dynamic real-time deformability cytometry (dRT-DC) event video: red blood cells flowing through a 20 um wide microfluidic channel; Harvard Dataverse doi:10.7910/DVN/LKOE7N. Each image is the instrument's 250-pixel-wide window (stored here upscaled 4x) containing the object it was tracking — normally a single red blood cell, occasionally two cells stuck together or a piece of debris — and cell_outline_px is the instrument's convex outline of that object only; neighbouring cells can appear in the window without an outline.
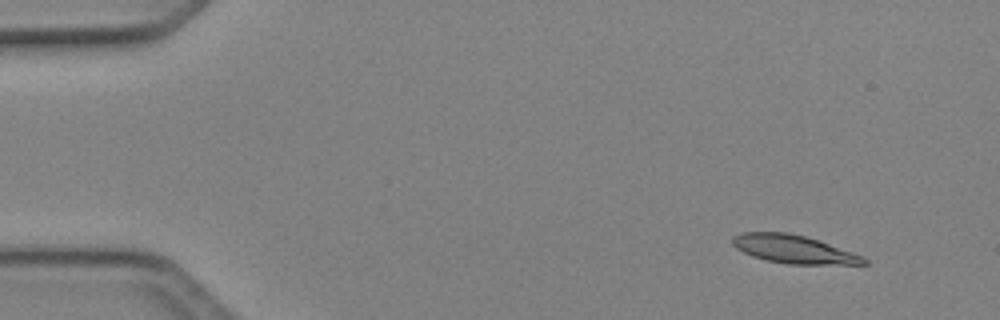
{"species": "Egyptian fruit bat (a non-hibernating species)", "species_latin": "Rousettus aegyptiacus", "temperature_condition": "cold", "stored_images_in_passage": 6, "camera_frame_rate_fps": 3000, "um_per_image_px": 0.085, "animal": {"sex": "female"}, "frame": {"image": 1, "passage_image": 2, "time_ms": 0.333, "image_size_px": [1000, 320], "cell_outline_px": [[868, 264], [788, 264], [764, 260], [752, 256], [736, 248], [732, 244], [732, 236], [740, 232], [788, 232], [804, 236], [864, 256], [868, 260]], "centroid_in_image_um": [67.42, 21.18], "position_along_channel_um": 17.6, "area_um2": 21.5}}
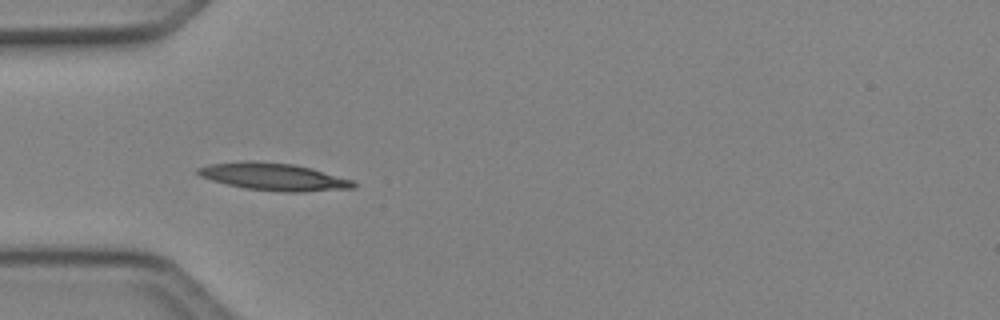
{"frame": {"image": 2, "passage_image": 5, "time_ms": 1.333, "image_size_px": [1000, 320], "cell_outline_px": [[356, 184], [352, 188], [304, 192], [284, 192], [244, 188], [212, 180], [200, 176], [196, 172], [196, 168], [208, 164], [244, 160], [256, 160], [292, 164], [312, 168], [352, 180]], "centroid_in_image_um": [23.22, 15.01], "position_along_channel_um": 61.8, "area_um2": 24.85}}
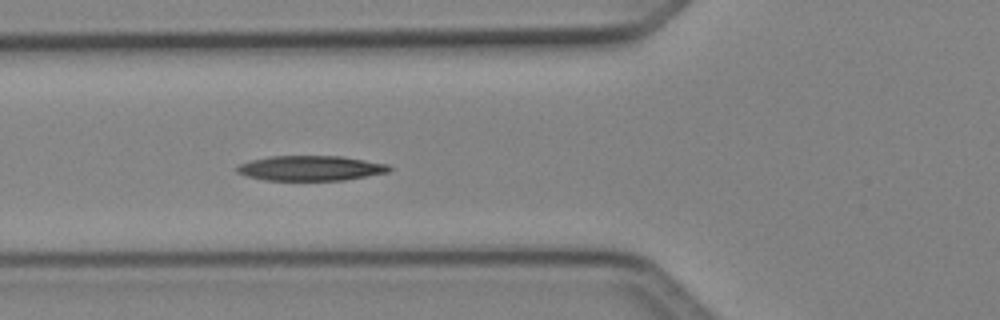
{"frame": {"image": 3, "passage_image": 6, "time_ms": 1.667, "image_size_px": [1000, 320], "cell_outline_px": [[392, 168], [388, 172], [344, 180], [264, 180], [248, 176], [236, 172], [236, 168], [240, 164], [252, 160], [268, 156], [340, 156], [388, 164]], "centroid_in_image_um": [26.39, 14.29], "position_along_channel_um": 99.4, "area_um2": 22.02}}